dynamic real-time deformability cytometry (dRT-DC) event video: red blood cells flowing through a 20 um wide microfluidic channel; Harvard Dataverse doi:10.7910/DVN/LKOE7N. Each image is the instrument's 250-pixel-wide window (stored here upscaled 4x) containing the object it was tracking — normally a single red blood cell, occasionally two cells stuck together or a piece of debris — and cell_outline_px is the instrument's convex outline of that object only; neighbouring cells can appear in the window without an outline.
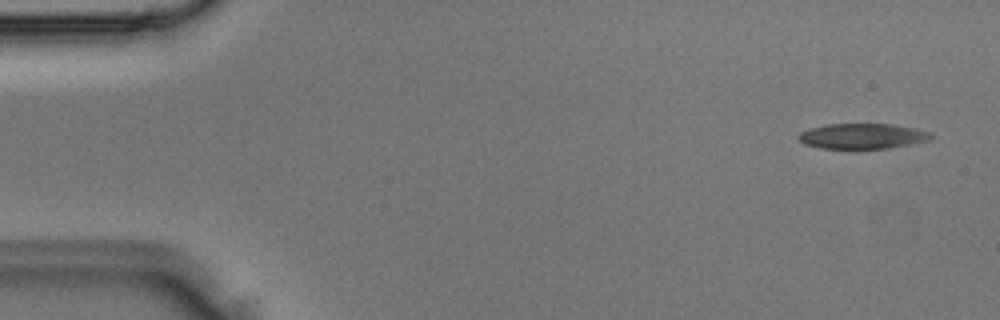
{"species": "Egyptian fruit bat (a non-hibernating species)", "species_latin": "Rousettus aegyptiacus", "temperature_condition": "room temperature", "stored_images_in_passage": 4, "camera_frame_rate_fps": 3000, "um_per_image_px": 0.085, "animal": {"sex": "male"}, "frame": {"image": 1, "passage_image": 1, "time_ms": 0.0, "image_size_px": [1000, 320], "cell_outline_px": [[932, 136], [928, 140], [888, 148], [820, 148], [804, 144], [796, 136], [800, 132], [812, 128], [828, 124], [892, 124], [916, 128], [928, 132]], "centroid_in_image_um": [73.27, 11.56], "position_along_channel_um": 11.7, "area_um2": 19.25}}
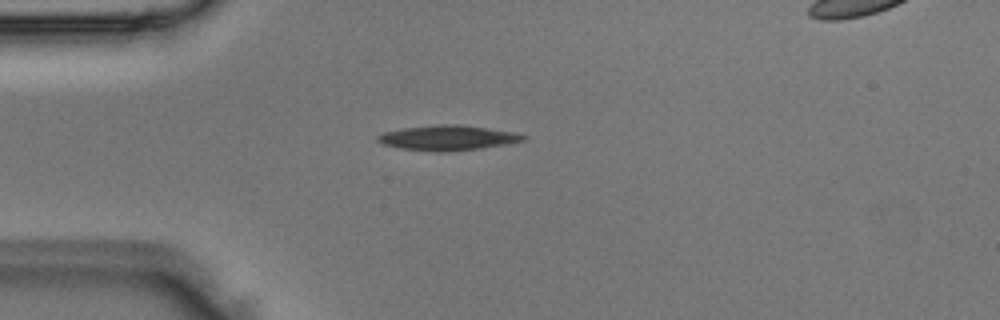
{"frame": {"image": 2, "passage_image": 4, "time_ms": 1.0, "image_size_px": [1000, 320], "cell_outline_px": [[528, 136], [524, 140], [508, 144], [480, 148], [444, 152], [440, 152], [400, 148], [384, 144], [376, 140], [376, 136], [384, 132], [404, 128], [440, 124], [460, 124], [516, 132]], "centroid_in_image_um": [38.09, 11.71], "position_along_channel_um": 46.9, "area_um2": 21.15}}